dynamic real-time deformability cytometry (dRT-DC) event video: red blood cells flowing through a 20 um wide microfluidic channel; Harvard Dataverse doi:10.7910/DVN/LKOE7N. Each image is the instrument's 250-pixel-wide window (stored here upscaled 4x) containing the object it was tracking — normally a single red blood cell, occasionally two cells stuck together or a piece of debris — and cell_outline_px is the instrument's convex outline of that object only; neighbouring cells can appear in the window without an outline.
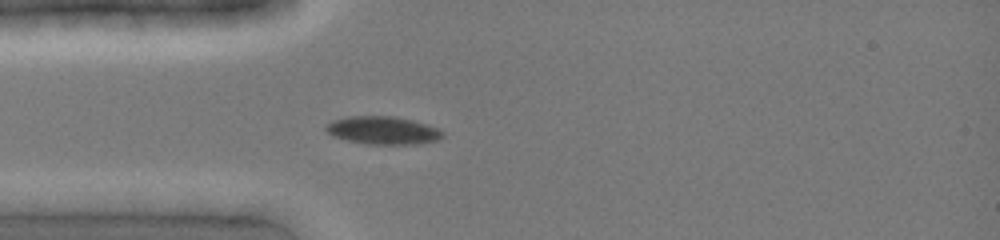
{"species": "common noctule bat (a hibernating species)", "species_latin": "Nyctalus noctula", "temperature_condition": "cold", "stored_images_in_passage": 12, "camera_frame_rate_fps": 3000, "um_per_image_px": 0.085, "animal": {"sex": "female", "body_mass_g": 19.0, "forearm_length_mm": 51.5}, "frame": {"image": 1, "passage_image": 1, "time_ms": 0.0, "image_size_px": [1000, 240], "cell_outline_px": [[444, 136], [436, 140], [416, 144], [368, 144], [348, 140], [332, 136], [324, 128], [324, 124], [332, 120], [348, 116], [396, 116], [412, 120], [440, 128], [444, 132]], "centroid_in_image_um": [32.53, 11.07], "position_along_channel_um": 52.5, "area_um2": 19.13}}